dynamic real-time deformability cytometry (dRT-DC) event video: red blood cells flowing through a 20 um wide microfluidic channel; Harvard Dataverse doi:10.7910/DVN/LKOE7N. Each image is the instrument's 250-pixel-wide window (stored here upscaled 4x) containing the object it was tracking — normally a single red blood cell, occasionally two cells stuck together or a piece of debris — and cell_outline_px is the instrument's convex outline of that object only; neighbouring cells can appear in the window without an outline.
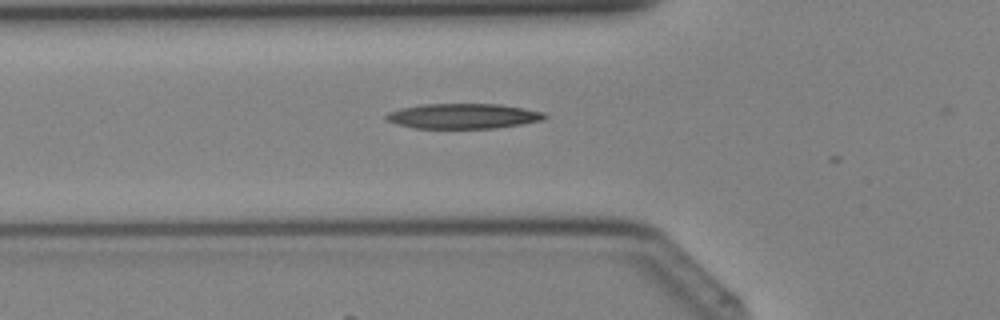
{"species": "Egyptian fruit bat (a non-hibernating species)", "species_latin": "Rousettus aegyptiacus", "temperature_condition": "cold", "stored_images_in_passage": 7, "camera_frame_rate_fps": 3000, "um_per_image_px": 0.085, "animal": {"sex": "female"}, "frame": {"image": 1, "passage_image": 3, "time_ms": 0.667, "image_size_px": [1000, 320], "cell_outline_px": [[548, 116], [544, 120], [496, 128], [412, 128], [396, 124], [388, 120], [384, 116], [388, 112], [400, 108], [420, 104], [500, 104], [524, 108], [544, 112]], "centroid_in_image_um": [39.36, 9.86], "position_along_channel_um": 86.4, "area_um2": 23.29}}
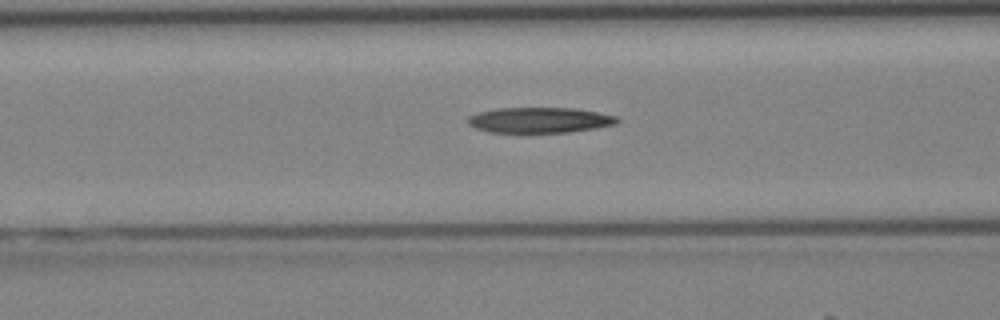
{"frame": {"image": 2, "passage_image": 5, "time_ms": 1.333, "image_size_px": [1000, 320], "cell_outline_px": [[620, 120], [616, 124], [596, 128], [568, 132], [492, 132], [476, 128], [468, 124], [468, 116], [476, 112], [496, 108], [572, 108], [596, 112], [616, 116]], "centroid_in_image_um": [45.85, 10.2], "position_along_channel_um": 120.8, "area_um2": 22.08}}